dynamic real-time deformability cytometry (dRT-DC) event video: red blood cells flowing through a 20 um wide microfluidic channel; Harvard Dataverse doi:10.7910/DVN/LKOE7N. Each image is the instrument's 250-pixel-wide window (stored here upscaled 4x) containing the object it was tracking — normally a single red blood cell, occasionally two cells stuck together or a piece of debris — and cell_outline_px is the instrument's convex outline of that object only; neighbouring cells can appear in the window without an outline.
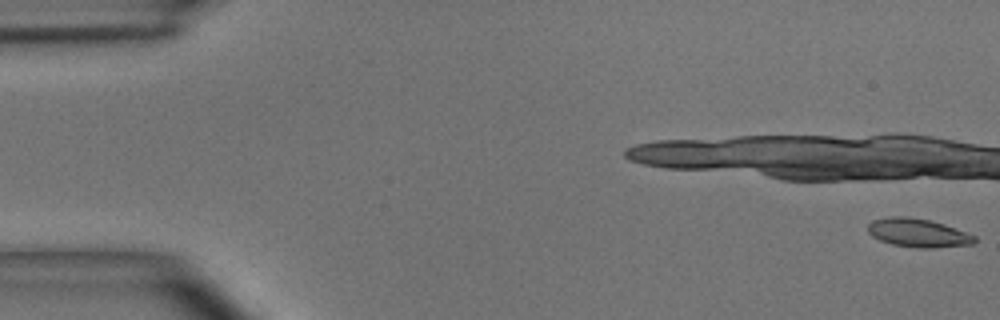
{"species": "common noctule bat (a hibernating species)", "species_latin": "Nyctalus noctula", "temperature_condition": "room temperature", "stored_images_in_passage": 6, "camera_frame_rate_fps": 3000, "um_per_image_px": 0.085, "animal": {"sex": "male", "body_mass_g": 15.6}, "frame": {"image": 1, "passage_image": 1, "time_ms": 0.0, "image_size_px": [1000, 320], "cell_outline_px": [[976, 240], [972, 244], [932, 248], [920, 248], [892, 244], [880, 240], [872, 236], [868, 232], [868, 224], [872, 220], [892, 216], [908, 216], [928, 220], [944, 224], [976, 236]], "centroid_in_image_um": [78.01, 19.79], "position_along_channel_um": 7.0, "area_um2": 17.63}}